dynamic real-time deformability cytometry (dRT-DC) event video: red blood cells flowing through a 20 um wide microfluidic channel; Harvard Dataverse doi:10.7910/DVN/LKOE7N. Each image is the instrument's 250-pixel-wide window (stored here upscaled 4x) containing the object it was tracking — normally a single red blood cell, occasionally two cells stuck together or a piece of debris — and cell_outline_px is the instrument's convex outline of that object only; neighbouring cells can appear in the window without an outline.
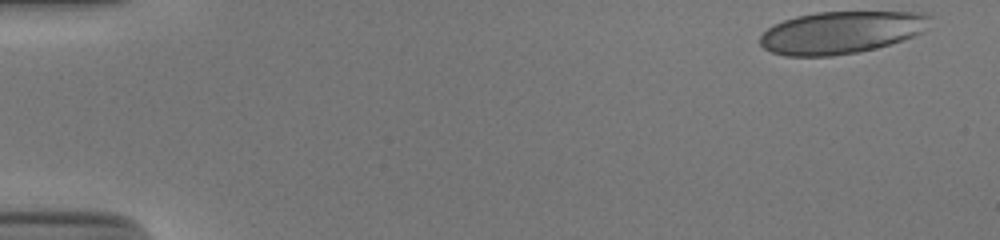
{"species": "human", "species_latin": "Homo sapiens", "temperature_condition": "cold", "stored_images_in_passage": 43, "camera_frame_rate_fps": 3000, "um_per_image_px": 0.085, "donor": {"sex": "male"}, "frame": {"image": 1, "passage_image": 1, "time_ms": 0.0, "image_size_px": [1000, 240], "cell_outline_px": [[932, 16], [920, 32], [912, 36], [876, 48], [856, 52], [832, 56], [784, 56], [772, 52], [764, 48], [760, 44], [760, 36], [772, 24], [796, 16], [816, 12], [924, 12]], "centroid_in_image_um": [71.43, 2.75], "position_along_channel_um": 13.6, "area_um2": 41.62}}
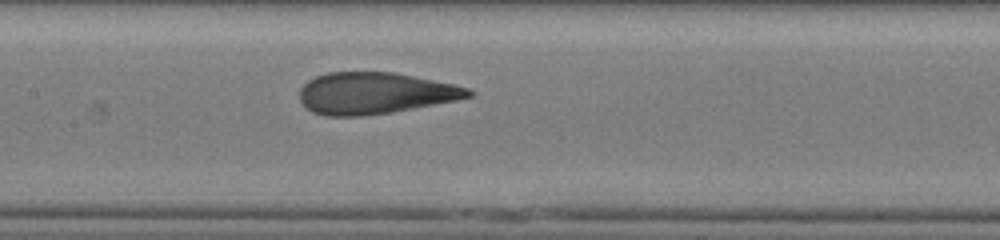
{"frame": {"image": 2, "passage_image": 25, "time_ms": 8.0, "image_size_px": [1000, 240], "cell_outline_px": [[472, 96], [456, 100], [412, 108], [388, 112], [360, 116], [324, 116], [312, 112], [300, 100], [300, 88], [308, 80], [316, 76], [328, 72], [392, 72], [452, 84], [468, 88], [472, 92]], "centroid_in_image_um": [31.81, 7.92], "position_along_channel_um": 175.6, "area_um2": 40.34}}
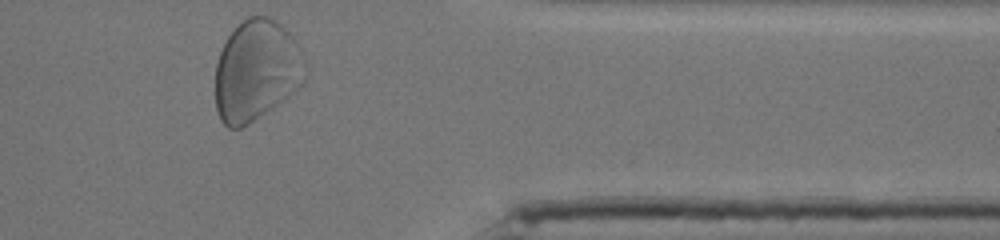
{"frame": {"image": 3, "passage_image": 43, "time_ms": 14.0, "image_size_px": [1000, 240], "cell_outline_px": [[308, 76], [304, 84], [272, 108], [248, 124], [240, 128], [228, 128], [220, 120], [216, 108], [216, 64], [220, 52], [228, 36], [248, 16], [268, 16], [280, 24], [296, 40], [300, 48], [308, 68]], "centroid_in_image_um": [21.83, 6.01], "position_along_channel_um": 389.6, "area_um2": 53.12}, "authors_computed_cell_mechanics": {"area_um2": 42.194, "velocity_mm_per_s": 3.8279, "shape_relaxation_time_tau1_ms": 5.6922, "shape_relaxation_time_tau2_ms": null, "deformation_change_tau1": 0.2323, "deformation_change_tau2": null}}